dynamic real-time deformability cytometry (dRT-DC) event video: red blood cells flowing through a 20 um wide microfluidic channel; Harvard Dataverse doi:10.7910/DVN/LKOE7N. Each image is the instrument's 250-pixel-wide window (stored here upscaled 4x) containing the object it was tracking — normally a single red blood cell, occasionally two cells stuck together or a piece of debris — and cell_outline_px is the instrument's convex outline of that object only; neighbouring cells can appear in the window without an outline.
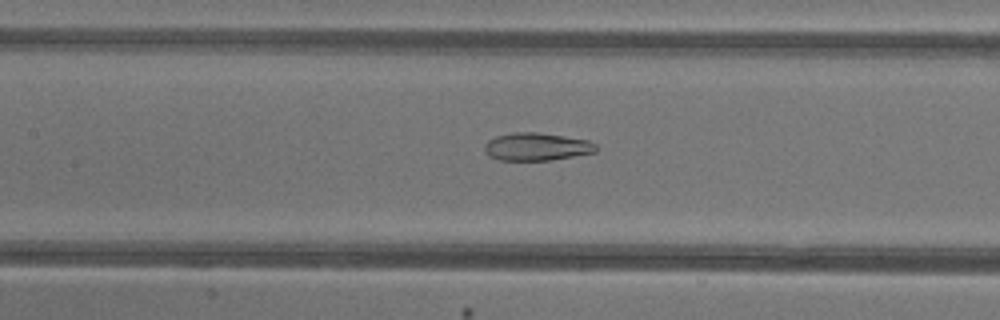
{"species": "common noctule bat (a hibernating species)", "species_latin": "Nyctalus noctula", "temperature_condition": "warm", "stored_images_in_passage": 49, "camera_frame_rate_fps": 3000, "um_per_image_px": 0.085, "animal": {"sex": "female"}, "frame": {"image": 1, "passage_image": 24, "time_ms": 7.667, "image_size_px": [1000, 320], "cell_outline_px": [[596, 152], [552, 160], [500, 160], [488, 156], [484, 152], [484, 144], [488, 140], [496, 136], [512, 132], [536, 132], [564, 136], [588, 140], [596, 144]], "centroid_in_image_um": [45.58, 12.47], "position_along_channel_um": 161.8, "area_um2": 18.15}}
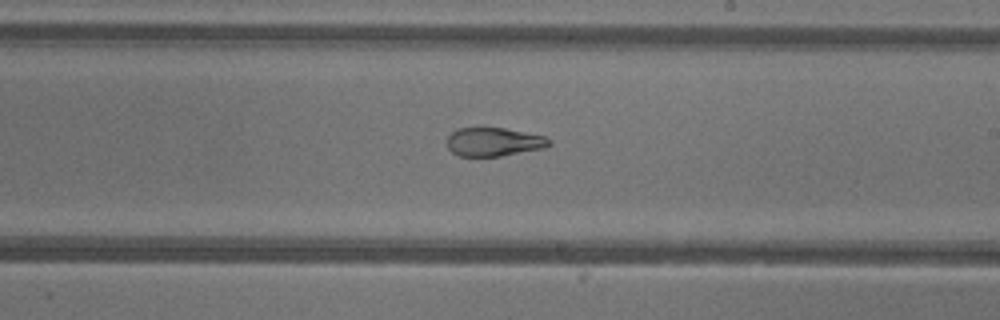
{"frame": {"image": 2, "passage_image": 30, "time_ms": 9.667, "image_size_px": [1000, 320], "cell_outline_px": [[552, 144], [544, 148], [500, 156], [460, 156], [452, 152], [448, 148], [448, 136], [456, 128], [504, 128], [544, 136], [552, 140]], "centroid_in_image_um": [41.98, 12.06], "position_along_channel_um": 247.0, "area_um2": 16.94}}
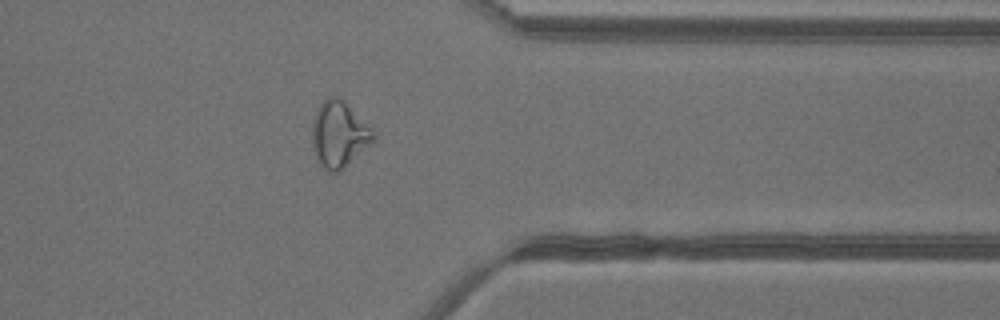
{"frame": {"image": 3, "passage_image": 40, "time_ms": 13.0, "image_size_px": [1000, 320], "cell_outline_px": [[376, 136], [340, 172], [328, 172], [320, 164], [316, 156], [312, 144], [312, 124], [316, 108], [328, 96], [336, 96], [344, 100]], "centroid_in_image_um": [28.74, 11.41], "position_along_channel_um": 382.7, "area_um2": 22.95}, "authors_computed_cell_mechanics": {"area_um2": 24.5072, "velocity_mm_per_s": 4.2825, "shape_relaxation_time_tau1_ms": null, "shape_relaxation_time_tau2_ms": 1.7548, "deformation_change_tau1": null, "deformation_change_tau2": 0.0766}}